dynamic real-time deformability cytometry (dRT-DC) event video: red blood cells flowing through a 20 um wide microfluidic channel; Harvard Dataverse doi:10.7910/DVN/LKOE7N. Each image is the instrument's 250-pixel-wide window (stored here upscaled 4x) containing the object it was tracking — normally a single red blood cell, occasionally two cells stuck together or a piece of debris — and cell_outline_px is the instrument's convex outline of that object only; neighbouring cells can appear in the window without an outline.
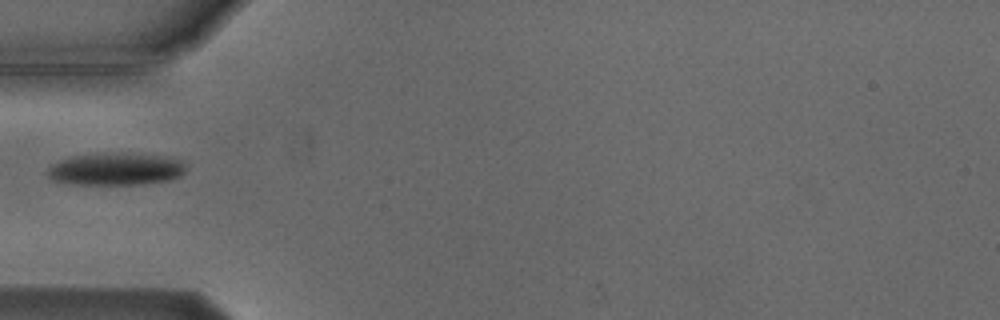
{"species": "Egyptian fruit bat (a non-hibernating species)", "species_latin": "Rousettus aegyptiacus", "temperature_condition": "cold", "stored_images_in_passage": 3, "camera_frame_rate_fps": 3000, "um_per_image_px": 0.085, "animal": {"sex": "male"}, "frame": {"image": 1, "passage_image": 3, "time_ms": 2.333, "image_size_px": [1000, 320], "cell_outline_px": [[188, 168], [180, 176], [168, 180], [144, 184], [68, 184], [52, 180], [48, 176], [48, 168], [52, 164], [60, 160], [72, 156], [104, 152], [120, 152], [164, 156], [184, 160]], "centroid_in_image_um": [9.87, 14.35], "position_along_channel_um": 75.1, "area_um2": 26.59}}